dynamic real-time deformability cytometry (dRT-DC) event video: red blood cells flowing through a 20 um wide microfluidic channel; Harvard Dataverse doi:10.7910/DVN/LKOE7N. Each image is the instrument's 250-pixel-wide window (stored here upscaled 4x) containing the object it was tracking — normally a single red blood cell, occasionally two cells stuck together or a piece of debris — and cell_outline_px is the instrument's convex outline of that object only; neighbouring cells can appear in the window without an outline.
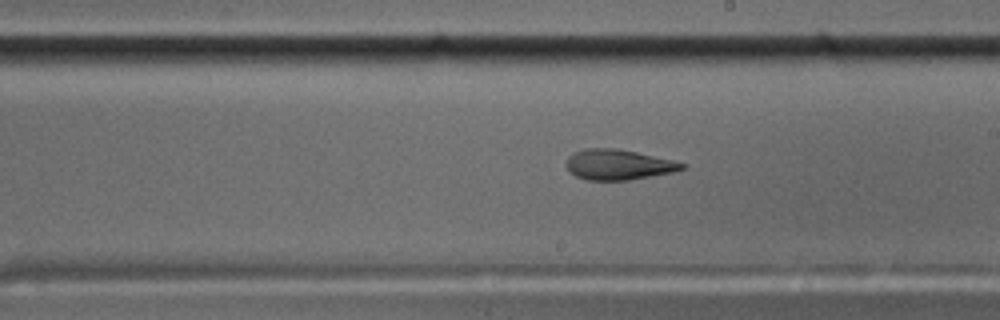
{"species": "common noctule bat (a hibernating species)", "species_latin": "Nyctalus noctula", "temperature_condition": "cold", "stored_images_in_passage": 56, "camera_frame_rate_fps": 3000, "um_per_image_px": 0.085, "animal": {"sex": "male", "body_mass_g": 17.5, "forearm_length_mm": 52.3}, "frame": {"image": 1, "passage_image": 32, "time_ms": 10.333, "image_size_px": [1000, 320], "cell_outline_px": [[688, 164], [684, 168], [672, 172], [628, 180], [588, 180], [576, 176], [568, 172], [564, 164], [568, 156], [572, 152], [584, 148], [616, 148], [636, 152], [672, 160]], "centroid_in_image_um": [52.48, 13.98], "position_along_channel_um": 236.5, "area_um2": 20.58}}
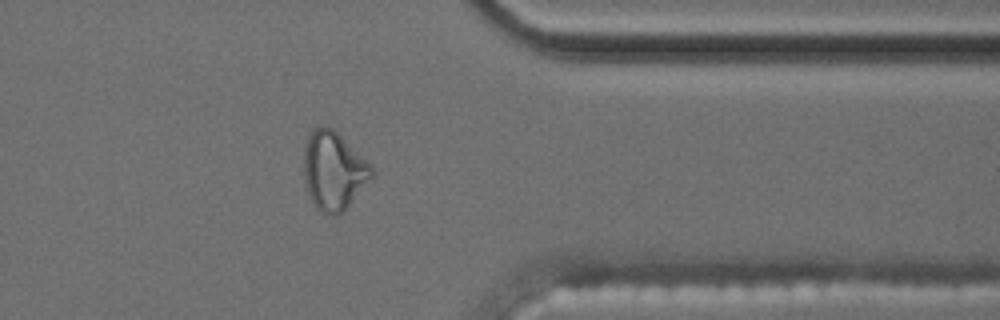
{"frame": {"image": 2, "passage_image": 45, "time_ms": 14.667, "image_size_px": [1000, 320], "cell_outline_px": [[372, 176], [348, 204], [336, 216], [332, 216], [320, 212], [312, 204], [304, 184], [304, 144], [312, 128], [320, 124], [324, 124], [332, 128], [372, 168]], "centroid_in_image_um": [28.25, 14.5], "position_along_channel_um": 383.1, "area_um2": 30.4}}
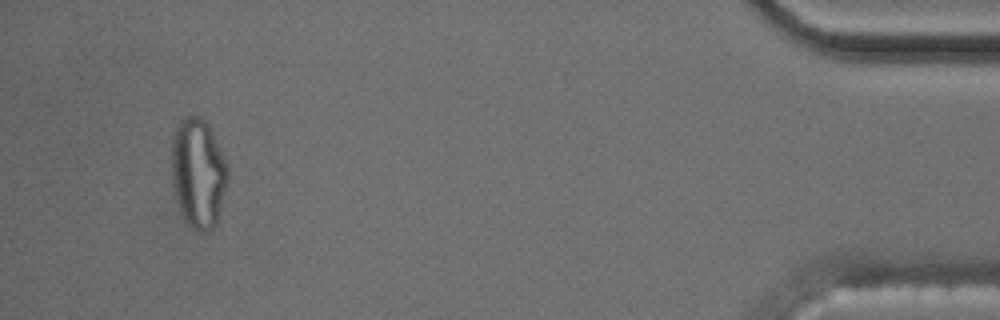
{"frame": {"image": 3, "passage_image": 53, "time_ms": 17.333, "image_size_px": [1000, 320], "cell_outline_px": [[228, 180], [216, 220], [212, 228], [204, 232], [196, 232], [188, 224], [180, 212], [176, 200], [172, 176], [172, 132], [176, 120], [184, 116], [200, 116], [208, 124], [228, 164]], "centroid_in_image_um": [16.82, 14.65], "position_along_channel_um": 418.4, "area_um2": 36.07}, "authors_computed_cell_mechanics": {"area_um2": 20.8947, "velocity_mm_per_s": 3.6, "shape_relaxation_time_tau1_ms": null, "shape_relaxation_time_tau2_ms": 2.7288, "deformation_change_tau1": null, "deformation_change_tau2": 0.1061}}